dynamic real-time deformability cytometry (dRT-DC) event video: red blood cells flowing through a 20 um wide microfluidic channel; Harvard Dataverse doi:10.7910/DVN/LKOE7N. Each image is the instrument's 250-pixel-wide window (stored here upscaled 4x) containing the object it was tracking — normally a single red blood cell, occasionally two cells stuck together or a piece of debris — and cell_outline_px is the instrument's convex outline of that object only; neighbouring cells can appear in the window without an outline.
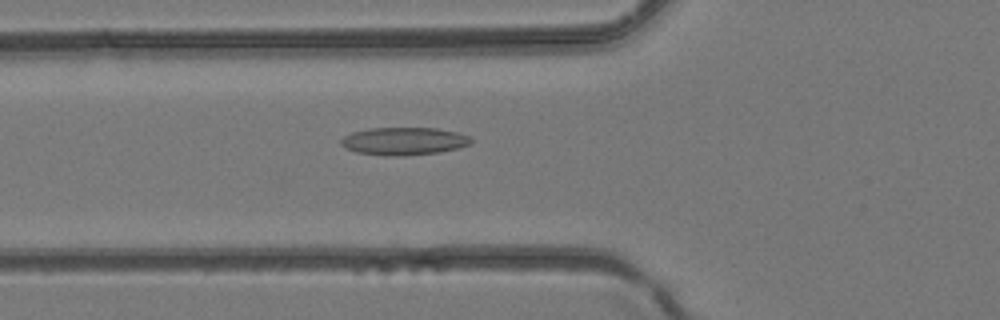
{"species": "common noctule bat (a hibernating species)", "species_latin": "Nyctalus noctula", "temperature_condition": "room temperature", "stored_images_in_passage": 26, "camera_frame_rate_fps": 3000, "um_per_image_px": 0.085, "animal": {"sex": "female", "body_mass_g": 24.6, "forearm_length_mm": 56.2}, "frame": {"image": 1, "passage_image": 3, "time_ms": 0.667, "image_size_px": [1000, 320], "cell_outline_px": [[472, 140], [468, 144], [460, 148], [440, 152], [404, 156], [384, 156], [356, 152], [340, 144], [340, 140], [344, 136], [352, 132], [368, 128], [436, 128], [456, 132], [468, 136]], "centroid_in_image_um": [34.31, 12.0], "position_along_channel_um": 91.5, "area_um2": 21.04}}
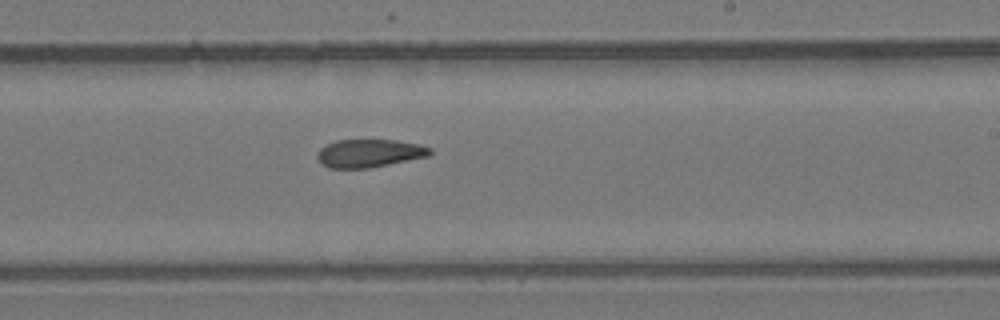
{"frame": {"image": 2, "passage_image": 13, "time_ms": 4.0, "image_size_px": [1000, 320], "cell_outline_px": [[432, 152], [428, 156], [368, 168], [328, 168], [316, 156], [320, 148], [336, 140], [396, 140], [420, 144], [432, 148]], "centroid_in_image_um": [31.41, 13.02], "position_along_channel_um": 257.6, "area_um2": 18.26}}
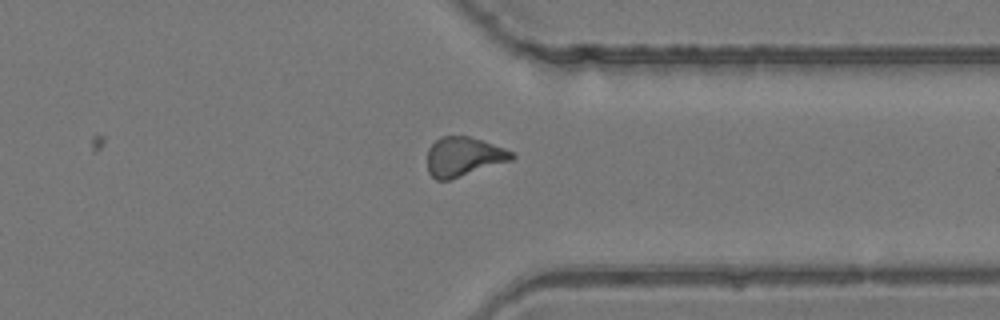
{"frame": {"image": 3, "passage_image": 20, "time_ms": 6.333, "image_size_px": [1000, 320], "cell_outline_px": [[516, 156], [512, 160], [448, 180], [436, 180], [428, 172], [428, 148], [440, 136], [468, 136], [516, 152]], "centroid_in_image_um": [39.41, 13.31], "position_along_channel_um": 372.0, "area_um2": 19.19}}